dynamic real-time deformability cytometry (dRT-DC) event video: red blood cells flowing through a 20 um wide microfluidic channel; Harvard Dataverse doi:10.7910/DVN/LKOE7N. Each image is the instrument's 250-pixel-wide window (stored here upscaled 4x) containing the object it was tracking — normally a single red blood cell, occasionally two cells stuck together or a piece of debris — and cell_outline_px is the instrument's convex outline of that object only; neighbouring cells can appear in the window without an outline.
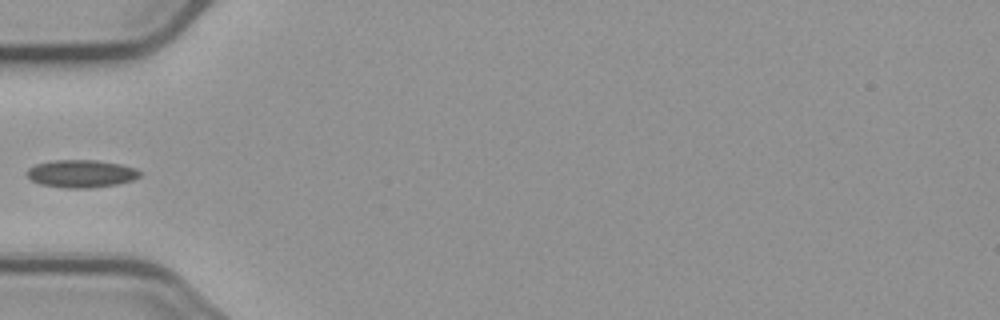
{"species": "common noctule bat (a hibernating species)", "species_latin": "Nyctalus noctula", "temperature_condition": "cold", "stored_images_in_passage": 6, "camera_frame_rate_fps": 3000, "um_per_image_px": 0.085, "animal": {"sex": "male", "body_mass_g": 23.1, "forearm_length_mm": 52.7}, "frame": {"image": 1, "passage_image": 6, "time_ms": 6.0, "image_size_px": [1000, 320], "cell_outline_px": [[140, 176], [132, 180], [116, 184], [92, 188], [64, 188], [40, 184], [32, 180], [28, 176], [28, 168], [36, 164], [56, 160], [96, 160], [120, 164], [136, 168], [140, 172]], "centroid_in_image_um": [6.91, 14.76], "position_along_channel_um": 78.1, "area_um2": 18.09}}